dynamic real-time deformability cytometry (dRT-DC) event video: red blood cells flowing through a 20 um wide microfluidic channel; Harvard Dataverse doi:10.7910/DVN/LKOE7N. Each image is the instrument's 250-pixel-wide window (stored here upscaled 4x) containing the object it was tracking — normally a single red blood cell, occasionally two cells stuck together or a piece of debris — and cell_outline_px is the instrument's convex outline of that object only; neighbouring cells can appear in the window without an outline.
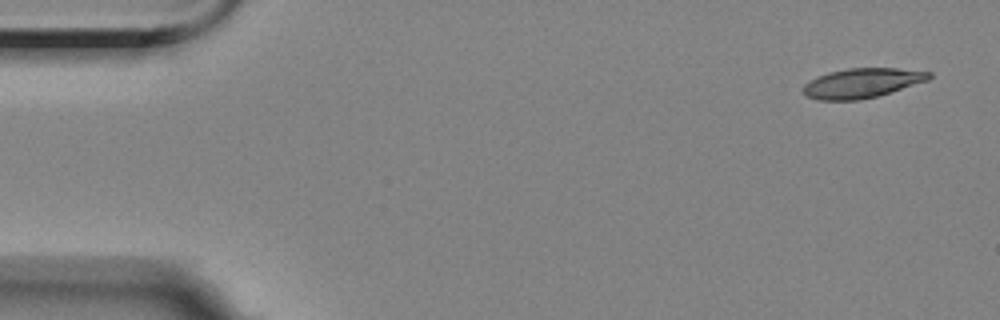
{"species": "Egyptian fruit bat (a non-hibernating species)", "species_latin": "Rousettus aegyptiacus", "temperature_condition": "room temperature", "stored_images_in_passage": 5, "camera_frame_rate_fps": 3000, "um_per_image_px": 0.085, "animal": {"sex": "female"}, "frame": {"image": 1, "passage_image": 1, "time_ms": 0.0, "image_size_px": [1000, 320], "cell_outline_px": [[932, 76], [928, 80], [876, 96], [860, 100], [820, 100], [808, 96], [800, 88], [804, 84], [816, 76], [828, 72], [848, 68], [896, 68], [932, 72]], "centroid_in_image_um": [73.24, 7.05], "position_along_channel_um": 11.8, "area_um2": 21.62}}
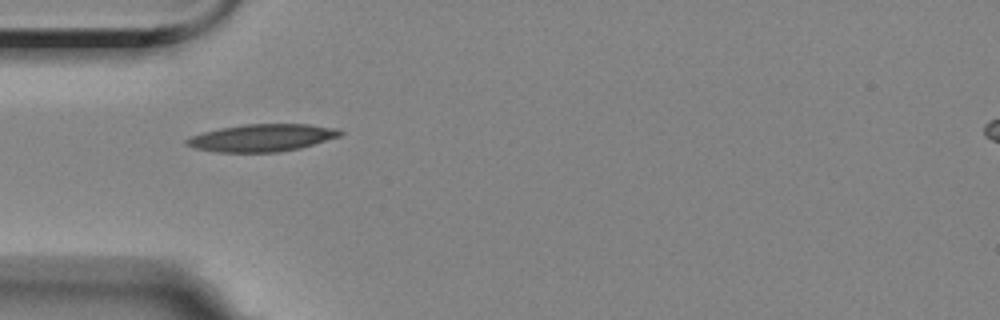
{"frame": {"image": 2, "passage_image": 5, "time_ms": 4.667, "image_size_px": [1000, 320], "cell_outline_px": [[344, 132], [340, 136], [300, 148], [280, 152], [216, 152], [196, 148], [184, 144], [184, 140], [192, 136], [204, 132], [220, 128], [244, 124], [308, 124], [340, 128]], "centroid_in_image_um": [22.3, 11.71], "position_along_channel_um": 62.7, "area_um2": 24.51}}